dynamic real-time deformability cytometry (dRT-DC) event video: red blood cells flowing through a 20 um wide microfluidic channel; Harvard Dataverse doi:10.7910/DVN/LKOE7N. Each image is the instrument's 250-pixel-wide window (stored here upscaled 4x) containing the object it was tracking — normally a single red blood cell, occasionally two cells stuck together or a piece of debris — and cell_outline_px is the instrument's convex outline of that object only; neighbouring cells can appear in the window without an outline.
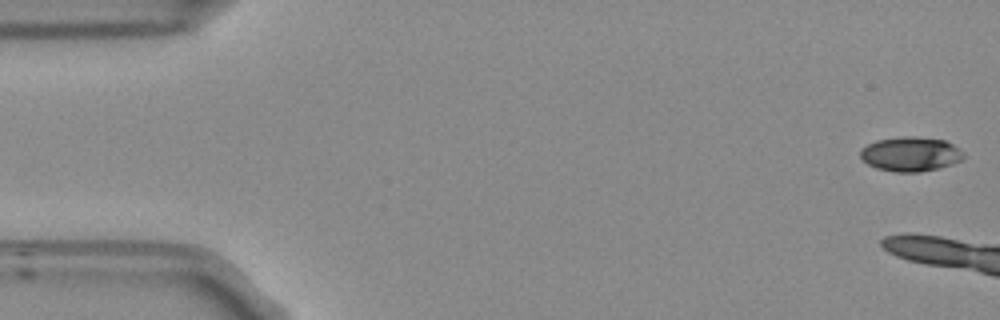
{"species": "Egyptian fruit bat (a non-hibernating species)", "species_latin": "Rousettus aegyptiacus", "temperature_condition": "room temperature", "stored_images_in_passage": 6, "camera_frame_rate_fps": 3000, "um_per_image_px": 0.085, "frame": {"image": 1, "passage_image": 1, "time_ms": 0.0, "image_size_px": [1000, 320], "cell_outline_px": [[964, 156], [960, 160], [952, 164], [936, 168], [916, 172], [896, 172], [876, 168], [868, 164], [860, 156], [860, 148], [876, 140], [904, 136], [912, 136], [944, 140], [952, 144], [964, 152]], "centroid_in_image_um": [77.37, 13.09], "position_along_channel_um": 7.6, "area_um2": 20.58}}